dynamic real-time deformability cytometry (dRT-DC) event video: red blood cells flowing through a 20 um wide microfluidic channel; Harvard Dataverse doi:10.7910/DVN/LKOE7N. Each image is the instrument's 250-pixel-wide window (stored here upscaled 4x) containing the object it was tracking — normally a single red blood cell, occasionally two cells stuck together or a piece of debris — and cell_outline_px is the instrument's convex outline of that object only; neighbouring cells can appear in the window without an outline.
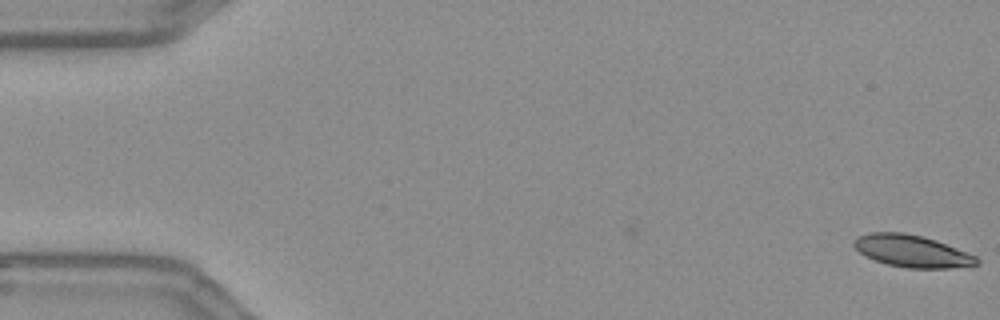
{"species": "Egyptian fruit bat (a non-hibernating species)", "species_latin": "Rousettus aegyptiacus", "temperature_condition": "warm", "stored_images_in_passage": 56, "camera_frame_rate_fps": 3000, "um_per_image_px": 0.085, "frame": {"image": 1, "passage_image": 1, "time_ms": 0.0, "image_size_px": [1000, 320], "cell_outline_px": [[980, 264], [972, 268], [908, 268], [888, 264], [864, 256], [852, 244], [852, 240], [856, 236], [868, 232], [904, 232], [924, 236], [936, 240], [976, 256], [980, 260]], "centroid_in_image_um": [77.55, 21.34], "position_along_channel_um": 7.5, "area_um2": 23.41}}
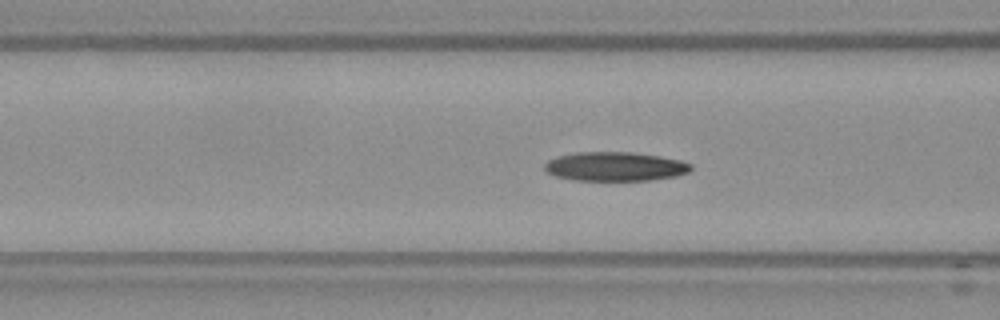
{"frame": {"image": 2, "passage_image": 22, "time_ms": 7.0, "image_size_px": [1000, 320], "cell_outline_px": [[692, 168], [688, 172], [676, 176], [652, 180], [572, 180], [556, 176], [548, 172], [544, 168], [544, 164], [548, 160], [556, 156], [576, 152], [632, 152], [660, 156], [680, 160], [692, 164]], "centroid_in_image_um": [52.28, 14.15], "position_along_channel_um": 114.3, "area_um2": 24.85}}
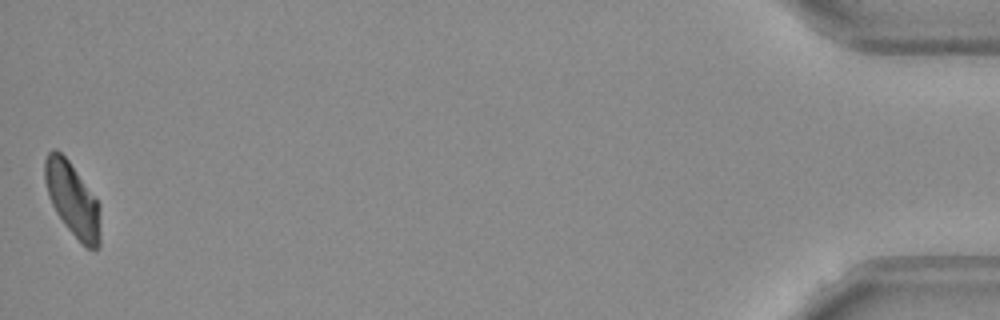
{"frame": {"image": 3, "passage_image": 56, "time_ms": 18.333, "image_size_px": [1000, 320], "cell_outline_px": [[100, 248], [96, 252], [88, 248], [64, 224], [56, 212], [48, 196], [44, 180], [44, 160], [48, 152], [52, 148], [56, 148], [68, 160], [100, 204]], "centroid_in_image_um": [6.16, 16.95], "position_along_channel_um": 429.0, "area_um2": 23.87}}